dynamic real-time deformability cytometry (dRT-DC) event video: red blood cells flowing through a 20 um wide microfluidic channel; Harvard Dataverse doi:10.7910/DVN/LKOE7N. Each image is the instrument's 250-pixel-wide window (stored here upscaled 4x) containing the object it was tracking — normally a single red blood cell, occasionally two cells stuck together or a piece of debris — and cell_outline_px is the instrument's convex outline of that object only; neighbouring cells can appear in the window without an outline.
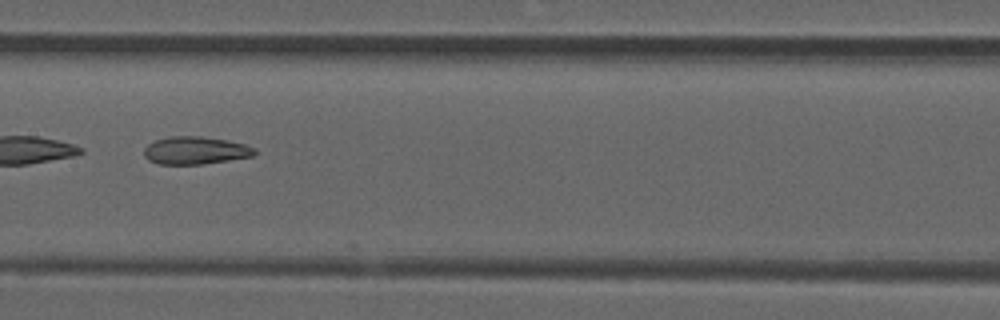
{"species": "common noctule bat (a hibernating species)", "species_latin": "Nyctalus noctula", "temperature_condition": "room temperature", "stored_images_in_passage": 36, "camera_frame_rate_fps": 3000, "um_per_image_px": 0.085, "animal": {"sex": "male", "forearm_length_mm": 52.5}, "frame": {"image": 1, "passage_image": 11, "time_ms": 3.333, "image_size_px": [1000, 320], "cell_outline_px": [[256, 152], [252, 156], [228, 160], [200, 164], [156, 164], [148, 160], [144, 156], [144, 148], [148, 144], [156, 140], [168, 136], [200, 136], [228, 140], [244, 144], [256, 148]], "centroid_in_image_um": [16.58, 12.78], "position_along_channel_um": 190.8, "area_um2": 17.86}, "authors_computed_cell_mechanics": {"area_um2": 17.918, "velocity_mm_per_s": 3.8701, "shape_relaxation_time_tau1_ms": null, "shape_relaxation_time_tau2_ms": 3.6399, "deformation_change_tau1": null, "deformation_change_tau2": 0.1203}}